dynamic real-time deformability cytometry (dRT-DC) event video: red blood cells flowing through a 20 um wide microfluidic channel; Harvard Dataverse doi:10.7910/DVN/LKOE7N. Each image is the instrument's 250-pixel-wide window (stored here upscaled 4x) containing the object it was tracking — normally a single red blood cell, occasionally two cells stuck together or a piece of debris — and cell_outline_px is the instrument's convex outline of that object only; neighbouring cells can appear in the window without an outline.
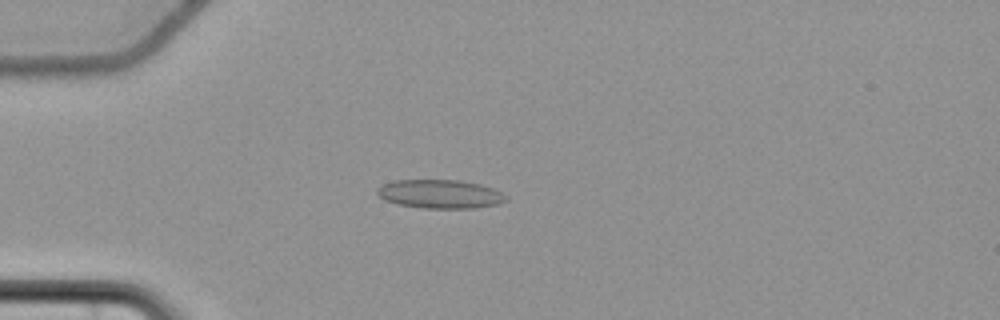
{"species": "common noctule bat (a hibernating species)", "species_latin": "Nyctalus noctula", "temperature_condition": "cold", "stored_images_in_passage": 56, "camera_frame_rate_fps": 3000, "um_per_image_px": 0.085, "animal": {"sex": "female", "body_mass_g": 22.7, "forearm_length_mm": 54.2}, "frame": {"image": 1, "passage_image": 15, "time_ms": 4.667, "image_size_px": [1000, 320], "cell_outline_px": [[508, 200], [500, 204], [472, 208], [424, 208], [396, 204], [384, 200], [376, 192], [376, 188], [384, 184], [396, 180], [460, 180], [480, 184], [492, 188], [508, 196]], "centroid_in_image_um": [37.42, 16.49], "position_along_channel_um": 47.6, "area_um2": 21.62}}
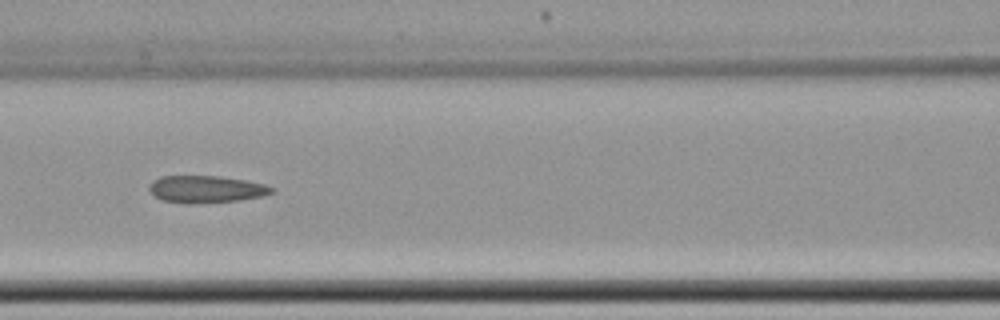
{"frame": {"image": 2, "passage_image": 25, "time_ms": 8.0, "image_size_px": [1000, 320], "cell_outline_px": [[276, 192], [264, 196], [240, 200], [188, 204], [184, 204], [164, 200], [156, 196], [148, 188], [152, 180], [160, 176], [220, 176], [244, 180], [264, 184], [276, 188]], "centroid_in_image_um": [17.56, 16.08], "position_along_channel_um": 149.0, "area_um2": 19.48}}
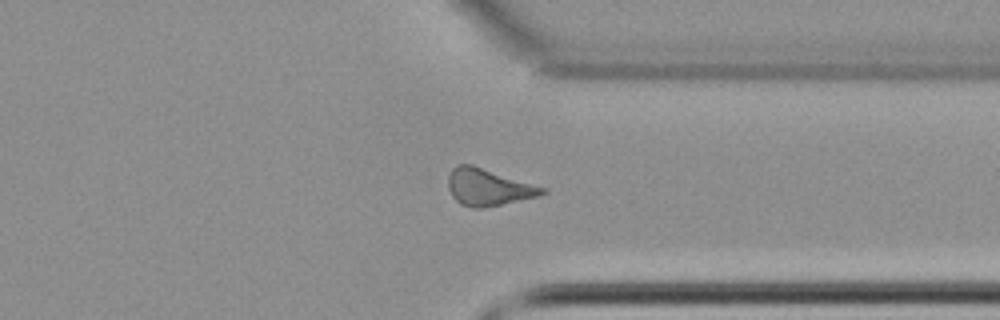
{"frame": {"image": 3, "passage_image": 43, "time_ms": 14.0, "image_size_px": [1000, 320], "cell_outline_px": [[548, 192], [536, 196], [500, 204], [480, 208], [472, 208], [460, 204], [452, 196], [448, 188], [448, 176], [452, 168], [456, 164], [472, 164], [548, 188]], "centroid_in_image_um": [41.48, 15.89], "position_along_channel_um": 369.9, "area_um2": 20.23}, "authors_computed_cell_mechanics": {"area_um2": 19.7387, "velocity_mm_per_s": 3.6845, "shape_relaxation_time_tau1_ms": null, "shape_relaxation_time_tau2_ms": 5.1996, "deformation_change_tau1": null, "deformation_change_tau2": 0.145}}